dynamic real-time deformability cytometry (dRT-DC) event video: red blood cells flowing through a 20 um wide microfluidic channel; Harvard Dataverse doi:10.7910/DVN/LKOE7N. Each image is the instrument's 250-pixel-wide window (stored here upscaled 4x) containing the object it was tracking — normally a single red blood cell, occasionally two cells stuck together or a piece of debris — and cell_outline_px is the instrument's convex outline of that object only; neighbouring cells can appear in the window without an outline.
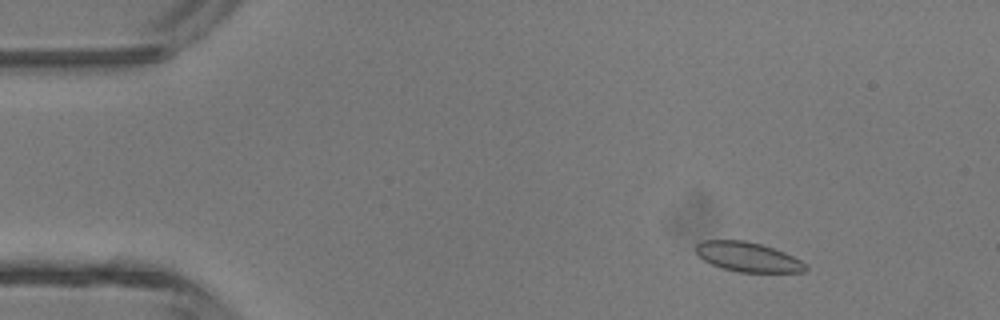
{"species": "common noctule bat (a hibernating species)", "species_latin": "Nyctalus noctula", "temperature_condition": "room temperature", "stored_images_in_passage": 45, "camera_frame_rate_fps": 3000, "um_per_image_px": 0.085, "animal": {"sex": "male", "body_mass_g": 13.3}, "frame": {"image": 1, "passage_image": 5, "time_ms": 1.333, "image_size_px": [1000, 320], "cell_outline_px": [[808, 268], [804, 272], [740, 272], [720, 268], [704, 260], [696, 252], [696, 244], [704, 240], [744, 240], [760, 244], [784, 252], [808, 264]], "centroid_in_image_um": [63.58, 21.85], "position_along_channel_um": 21.4, "area_um2": 18.84}}
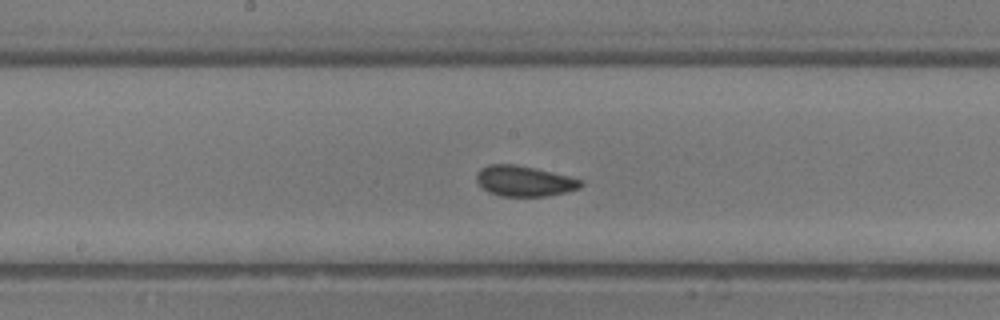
{"frame": {"image": 2, "passage_image": 23, "time_ms": 7.333, "image_size_px": [1000, 320], "cell_outline_px": [[584, 184], [580, 188], [548, 196], [500, 196], [488, 192], [476, 180], [476, 172], [480, 168], [488, 164], [516, 164], [536, 168], [584, 180]], "centroid_in_image_um": [44.56, 15.38], "position_along_channel_um": 203.6, "area_um2": 18.67}}
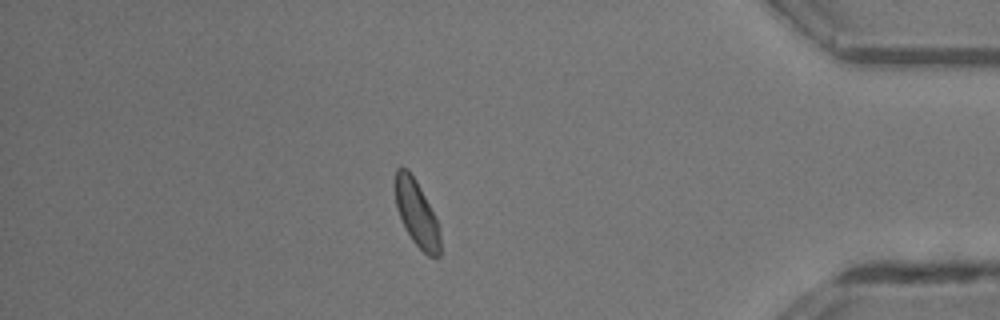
{"frame": {"image": 3, "passage_image": 39, "time_ms": 12.667, "image_size_px": [1000, 320], "cell_outline_px": [[440, 256], [436, 260], [428, 256], [412, 240], [396, 208], [396, 168], [408, 168], [416, 180], [436, 216], [440, 236]], "centroid_in_image_um": [35.45, 18.17], "position_along_channel_um": 399.7, "area_um2": 17.17}, "authors_computed_cell_mechanics": {"area_um2": 18.4382, "velocity_mm_per_s": 4.4523, "shape_relaxation_time_tau1_ms": 1.9818, "shape_relaxation_time_tau2_ms": 0.7763, "deformation_change_tau1": 0.0665, "deformation_change_tau2": 0.0402}}